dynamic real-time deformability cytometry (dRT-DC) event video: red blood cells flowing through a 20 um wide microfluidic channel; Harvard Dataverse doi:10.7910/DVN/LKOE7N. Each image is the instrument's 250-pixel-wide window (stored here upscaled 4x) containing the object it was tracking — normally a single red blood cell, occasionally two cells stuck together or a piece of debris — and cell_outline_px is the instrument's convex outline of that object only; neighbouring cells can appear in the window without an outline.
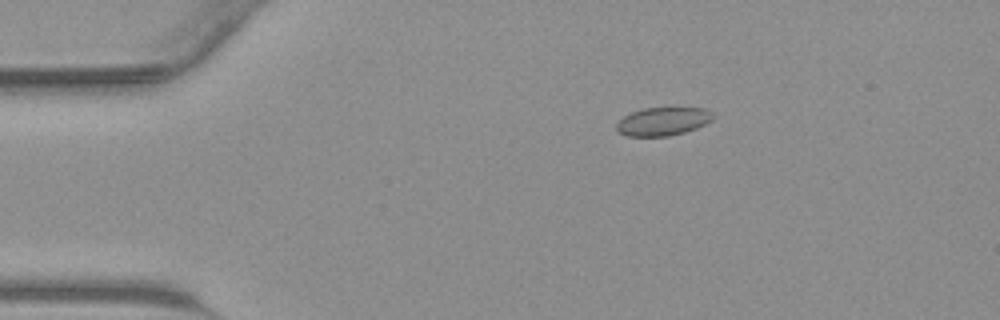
{"species": "common noctule bat (a hibernating species)", "species_latin": "Nyctalus noctula", "temperature_condition": "warm", "stored_images_in_passage": 44, "camera_frame_rate_fps": 3000, "um_per_image_px": 0.085, "animal": {"sex": "male", "body_mass_g": 23.1, "forearm_length_mm": 52.7}, "frame": {"image": 1, "passage_image": 8, "time_ms": 2.333, "image_size_px": [1000, 320], "cell_outline_px": [[716, 116], [712, 120], [696, 128], [684, 132], [668, 136], [628, 136], [620, 132], [616, 128], [616, 124], [624, 116], [632, 112], [644, 108], [672, 104], [704, 108], [712, 112]], "centroid_in_image_um": [56.42, 10.25], "position_along_channel_um": 28.6, "area_um2": 16.65}}
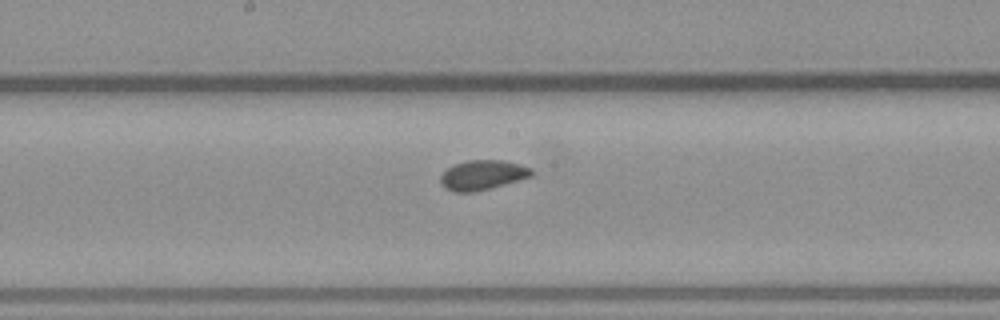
{"frame": {"image": 2, "passage_image": 23, "time_ms": 7.333, "image_size_px": [1000, 320], "cell_outline_px": [[536, 172], [532, 176], [488, 188], [472, 192], [452, 192], [444, 188], [440, 184], [440, 176], [448, 168], [456, 164], [468, 160], [504, 160], [520, 164], [532, 168]], "centroid_in_image_um": [41.02, 14.87], "position_along_channel_um": 207.2, "area_um2": 15.72}}
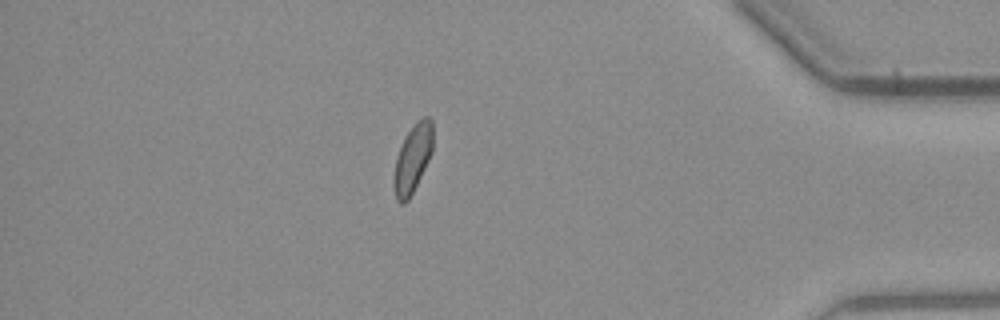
{"frame": {"image": 3, "passage_image": 38, "time_ms": 12.333, "image_size_px": [1000, 320], "cell_outline_px": [[432, 152], [408, 200], [404, 204], [400, 204], [396, 200], [392, 184], [392, 180], [396, 156], [404, 136], [416, 120], [424, 116], [428, 116], [432, 120]], "centroid_in_image_um": [35.03, 13.46], "position_along_channel_um": 400.2, "area_um2": 15.66}}